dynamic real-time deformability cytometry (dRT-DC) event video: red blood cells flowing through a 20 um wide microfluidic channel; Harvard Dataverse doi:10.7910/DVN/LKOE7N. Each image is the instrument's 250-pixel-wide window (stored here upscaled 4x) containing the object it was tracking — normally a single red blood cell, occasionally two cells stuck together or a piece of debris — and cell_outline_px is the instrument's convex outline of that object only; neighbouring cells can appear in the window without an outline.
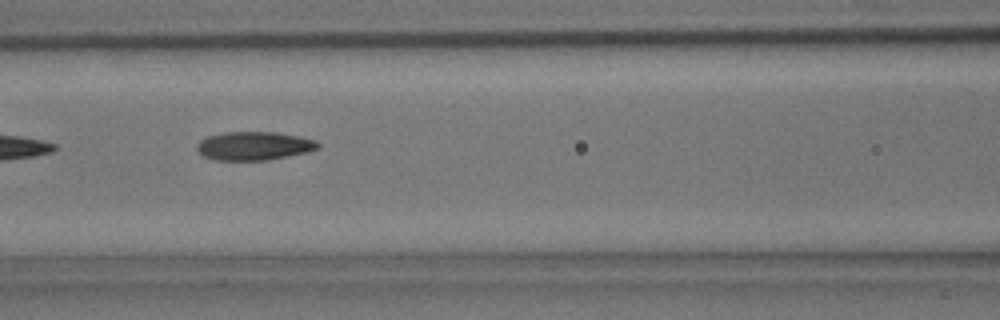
{"species": "common noctule bat (a hibernating species)", "species_latin": "Nyctalus noctula", "temperature_condition": "room temperature", "stored_images_in_passage": 7, "camera_frame_rate_fps": 3000, "um_per_image_px": 0.085, "animal": {"sex": "male", "body_mass_g": 15.6}, "frame": {"image": 1, "passage_image": 6, "time_ms": 5.667, "image_size_px": [1000, 320], "cell_outline_px": [[320, 148], [308, 152], [268, 160], [212, 160], [204, 156], [196, 148], [196, 144], [200, 140], [208, 136], [224, 132], [276, 132], [300, 136], [316, 140], [320, 144]], "centroid_in_image_um": [21.61, 12.4], "position_along_channel_um": 145.0, "area_um2": 20.29}}